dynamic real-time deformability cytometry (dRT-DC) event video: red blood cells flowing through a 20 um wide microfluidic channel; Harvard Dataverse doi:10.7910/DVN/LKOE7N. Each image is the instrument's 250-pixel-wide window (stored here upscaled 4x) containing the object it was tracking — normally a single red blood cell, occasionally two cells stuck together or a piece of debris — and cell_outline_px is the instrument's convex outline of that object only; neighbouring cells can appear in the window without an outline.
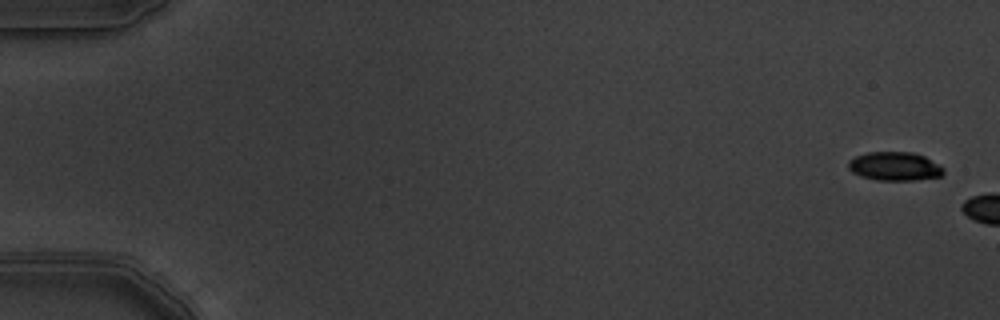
{"species": "common noctule bat (a hibernating species)", "species_latin": "Nyctalus noctula", "temperature_condition": "warm", "stored_images_in_passage": 3, "camera_frame_rate_fps": 3000, "um_per_image_px": 0.085, "animal": {"sex": "male", "body_mass_g": 19.5, "forearm_length_mm": 54.6}, "frame": {"image": 1, "passage_image": 1, "time_ms": 0.0, "image_size_px": [1000, 320], "cell_outline_px": [[944, 176], [916, 180], [876, 180], [860, 176], [852, 172], [848, 168], [848, 160], [856, 156], [868, 152], [912, 152], [924, 156], [944, 168]], "centroid_in_image_um": [76.05, 14.14], "position_along_channel_um": 9.0, "area_um2": 16.01}}